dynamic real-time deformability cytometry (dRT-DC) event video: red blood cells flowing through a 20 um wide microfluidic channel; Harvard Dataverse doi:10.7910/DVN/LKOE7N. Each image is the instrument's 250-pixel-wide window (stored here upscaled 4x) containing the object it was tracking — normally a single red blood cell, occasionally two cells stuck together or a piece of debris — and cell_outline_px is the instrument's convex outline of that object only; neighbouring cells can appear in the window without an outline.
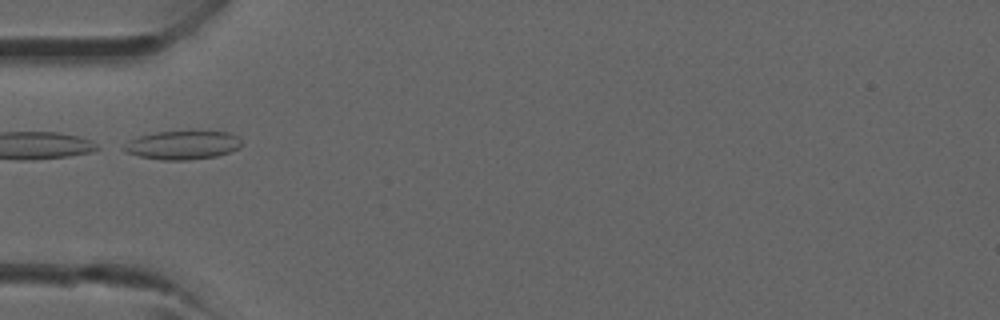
{"species": "common noctule bat (a hibernating species)", "species_latin": "Nyctalus noctula", "temperature_condition": "room temperature", "stored_images_in_passage": 2, "camera_frame_rate_fps": 3000, "um_per_image_px": 0.085, "animal": {"sex": "male", "forearm_length_mm": 52.5}, "frame": {"image": 1, "passage_image": 1, "time_ms": 0.0, "image_size_px": [1000, 320], "cell_outline_px": [[244, 144], [240, 148], [216, 156], [188, 160], [160, 160], [140, 156], [128, 152], [120, 148], [128, 140], [140, 136], [156, 132], [228, 132], [240, 136]], "centroid_in_image_um": [15.55, 12.33], "position_along_channel_um": 69.4, "area_um2": 19.65}}
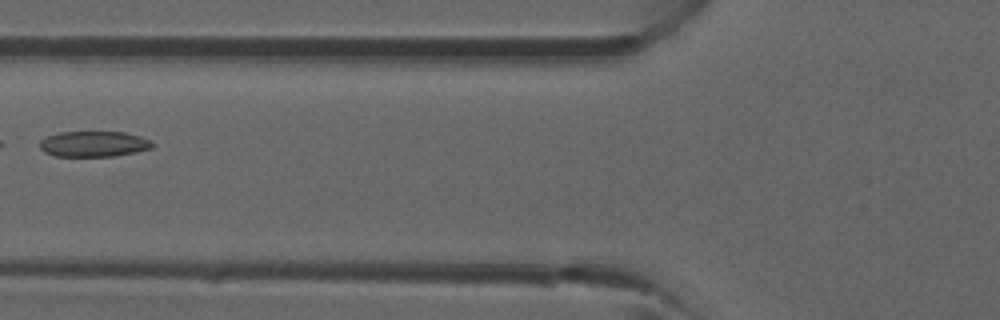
{"frame": {"image": 2, "passage_image": 2, "time_ms": 1.0, "image_size_px": [1000, 320], "cell_outline_px": [[156, 144], [152, 148], [136, 152], [112, 156], [56, 156], [44, 152], [40, 148], [40, 140], [48, 136], [60, 132], [124, 132], [140, 136], [152, 140]], "centroid_in_image_um": [8.01, 12.23], "position_along_channel_um": 117.8, "area_um2": 16.88}}